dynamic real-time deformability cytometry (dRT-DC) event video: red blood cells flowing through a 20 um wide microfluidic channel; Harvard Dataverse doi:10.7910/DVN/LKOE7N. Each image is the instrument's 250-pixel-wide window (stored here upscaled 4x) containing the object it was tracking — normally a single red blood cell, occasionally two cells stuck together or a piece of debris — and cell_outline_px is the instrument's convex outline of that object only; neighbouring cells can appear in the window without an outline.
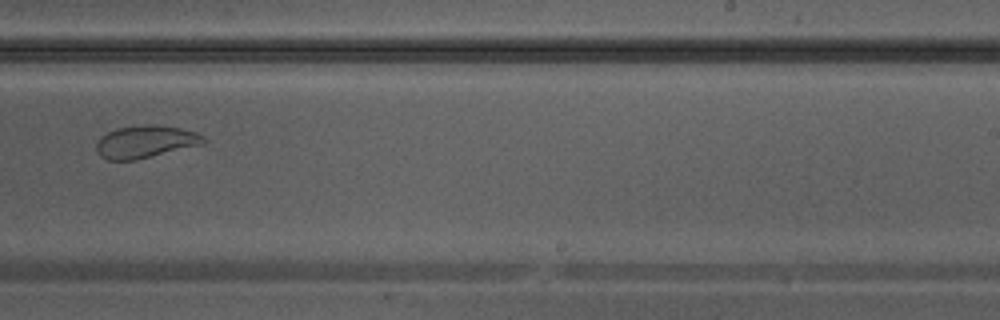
{"species": "Egyptian fruit bat (a non-hibernating species)", "species_latin": "Rousettus aegyptiacus", "temperature_condition": "warm", "stored_images_in_passage": 37, "camera_frame_rate_fps": 3000, "um_per_image_px": 0.085, "animal": {"sex": "male"}, "frame": {"image": 1, "passage_image": 26, "time_ms": 8.333, "image_size_px": [1000, 320], "cell_outline_px": [[208, 140], [204, 144], [136, 160], [108, 160], [100, 156], [96, 152], [96, 144], [100, 136], [116, 128], [148, 124], [180, 128], [196, 132], [204, 136]], "centroid_in_image_um": [12.37, 12.05], "position_along_channel_um": 276.6, "area_um2": 20.4}}